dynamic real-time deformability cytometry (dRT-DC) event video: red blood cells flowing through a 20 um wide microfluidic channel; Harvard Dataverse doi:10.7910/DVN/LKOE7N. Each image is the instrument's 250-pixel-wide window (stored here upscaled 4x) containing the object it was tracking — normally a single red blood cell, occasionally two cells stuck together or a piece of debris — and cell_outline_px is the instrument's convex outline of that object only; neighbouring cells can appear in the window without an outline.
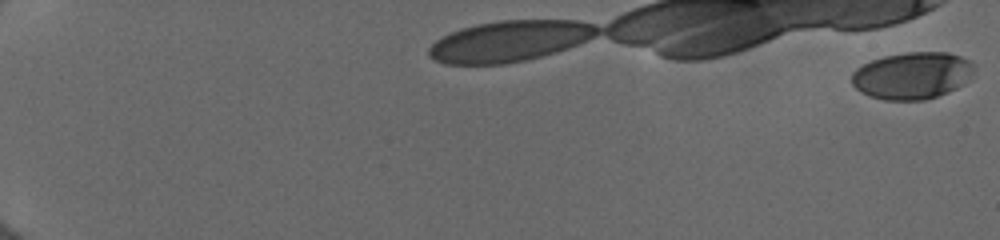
{"species": "human", "species_latin": "Homo sapiens", "temperature_condition": "cold", "stored_images_in_passage": 9, "camera_frame_rate_fps": 3000, "um_per_image_px": 0.085, "donor": {"sex": "female"}, "frame": {"image": 1, "passage_image": 1, "time_ms": 0.0, "image_size_px": [1000, 240], "cell_outline_px": [[972, 72], [956, 88], [948, 92], [924, 100], [884, 100], [868, 96], [860, 92], [852, 84], [852, 72], [856, 68], [872, 60], [884, 56], [908, 52], [948, 52], [960, 56], [968, 60], [972, 64]], "centroid_in_image_um": [77.47, 6.42], "position_along_channel_um": 7.5, "area_um2": 33.18}}